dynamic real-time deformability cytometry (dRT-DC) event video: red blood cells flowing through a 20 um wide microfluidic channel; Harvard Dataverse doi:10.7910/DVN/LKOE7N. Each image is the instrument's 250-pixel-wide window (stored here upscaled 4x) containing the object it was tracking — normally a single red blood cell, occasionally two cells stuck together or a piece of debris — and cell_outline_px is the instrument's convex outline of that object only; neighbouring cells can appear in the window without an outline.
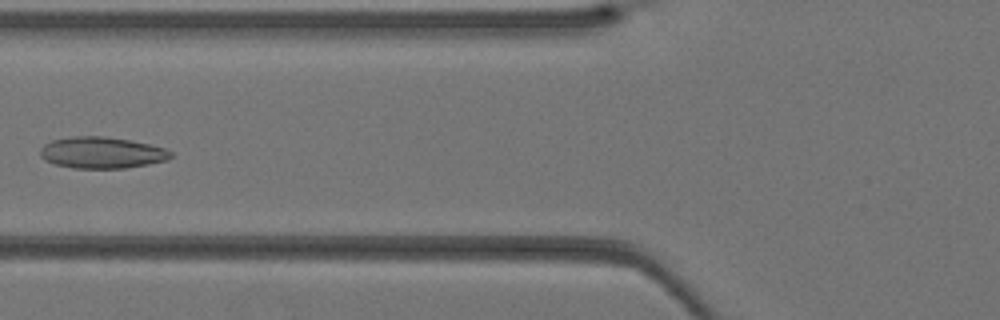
{"species": "Egyptian fruit bat (a non-hibernating species)", "species_latin": "Rousettus aegyptiacus", "temperature_condition": "warm", "stored_images_in_passage": 41, "camera_frame_rate_fps": 3000, "um_per_image_px": 0.085, "animal": {"sex": "female"}, "frame": {"image": 1, "passage_image": 17, "time_ms": 5.333, "image_size_px": [1000, 320], "cell_outline_px": [[172, 156], [168, 160], [148, 164], [124, 168], [72, 168], [56, 164], [44, 160], [40, 156], [40, 148], [44, 144], [52, 140], [72, 136], [104, 136], [132, 140], [168, 148], [172, 152]], "centroid_in_image_um": [8.67, 12.97], "position_along_channel_um": 117.1, "area_um2": 24.16}}
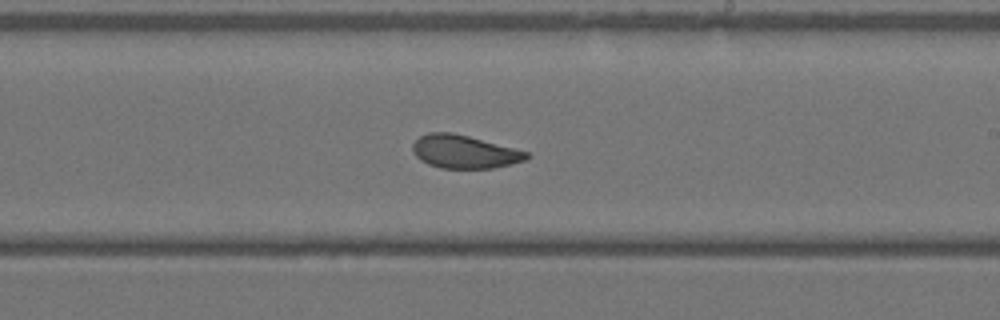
{"frame": {"image": 2, "passage_image": 25, "time_ms": 8.0, "image_size_px": [1000, 320], "cell_outline_px": [[532, 156], [524, 160], [492, 168], [440, 168], [428, 164], [420, 160], [412, 152], [412, 144], [420, 136], [428, 132], [452, 132], [468, 136], [528, 152]], "centroid_in_image_um": [39.42, 12.89], "position_along_channel_um": 249.6, "area_um2": 21.85}}
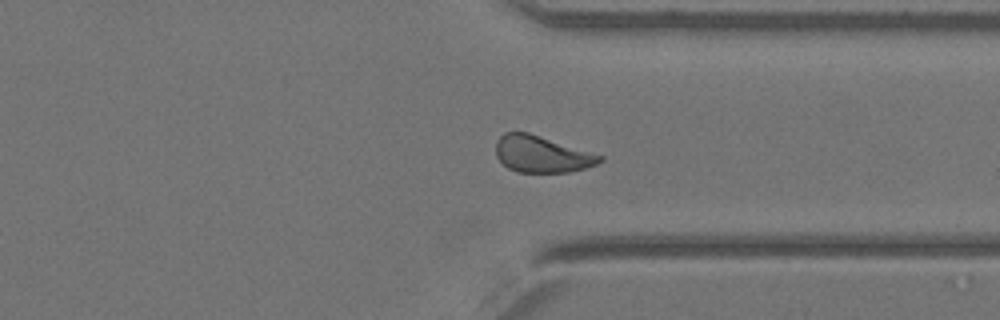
{"frame": {"image": 3, "passage_image": 32, "time_ms": 10.333, "image_size_px": [1000, 320], "cell_outline_px": [[604, 160], [596, 164], [584, 168], [568, 172], [516, 172], [508, 168], [496, 156], [496, 140], [504, 132], [528, 132], [604, 156]], "centroid_in_image_um": [46.03, 13.1], "position_along_channel_um": 365.4, "area_um2": 22.08}}